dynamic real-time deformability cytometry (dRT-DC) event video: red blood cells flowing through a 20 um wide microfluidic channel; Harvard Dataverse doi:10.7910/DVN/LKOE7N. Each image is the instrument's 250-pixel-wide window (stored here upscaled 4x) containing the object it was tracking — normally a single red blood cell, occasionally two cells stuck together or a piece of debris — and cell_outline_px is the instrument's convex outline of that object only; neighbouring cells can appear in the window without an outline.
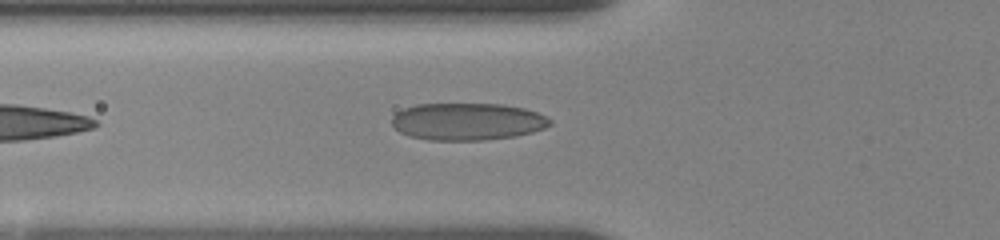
{"species": "human", "species_latin": "Homo sapiens", "temperature_condition": "room temperature", "stored_images_in_passage": 9, "segment_of_instrument_passage": [2, 2], "camera_frame_rate_fps": 3000, "um_per_image_px": 0.085, "donor": {"sex": "female"}, "frame": {"image": 1, "passage_image": 9, "time_ms": 6.0, "image_size_px": [1000, 240], "cell_outline_px": [[552, 124], [544, 128], [532, 132], [516, 136], [484, 140], [428, 140], [408, 136], [400, 132], [392, 124], [392, 116], [396, 112], [404, 108], [416, 104], [500, 104], [524, 108], [536, 112], [552, 120]], "centroid_in_image_um": [39.71, 10.33], "position_along_channel_um": 86.1, "area_um2": 34.39}}